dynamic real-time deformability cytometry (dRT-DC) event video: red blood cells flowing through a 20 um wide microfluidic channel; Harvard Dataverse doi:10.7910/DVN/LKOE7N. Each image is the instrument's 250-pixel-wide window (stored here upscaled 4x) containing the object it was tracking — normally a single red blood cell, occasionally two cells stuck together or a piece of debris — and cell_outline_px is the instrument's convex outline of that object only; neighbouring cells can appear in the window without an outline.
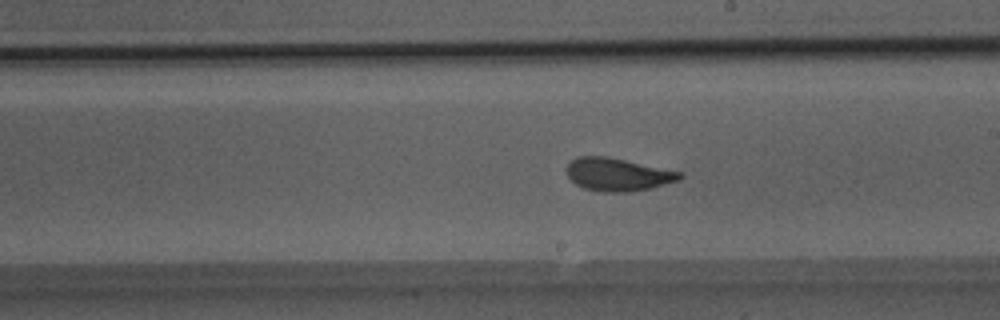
{"species": "Egyptian fruit bat (a non-hibernating species)", "species_latin": "Rousettus aegyptiacus", "temperature_condition": "room temperature", "stored_images_in_passage": 46, "camera_frame_rate_fps": 3000, "um_per_image_px": 0.085, "animal": {"sex": "male"}, "frame": {"image": 1, "passage_image": 30, "time_ms": 9.667, "image_size_px": [1000, 320], "cell_outline_px": [[684, 176], [680, 180], [652, 188], [632, 192], [600, 192], [584, 188], [576, 184], [568, 176], [564, 168], [576, 156], [604, 156], [684, 172]], "centroid_in_image_um": [52.52, 14.84], "position_along_channel_um": 236.5, "area_um2": 21.91}}
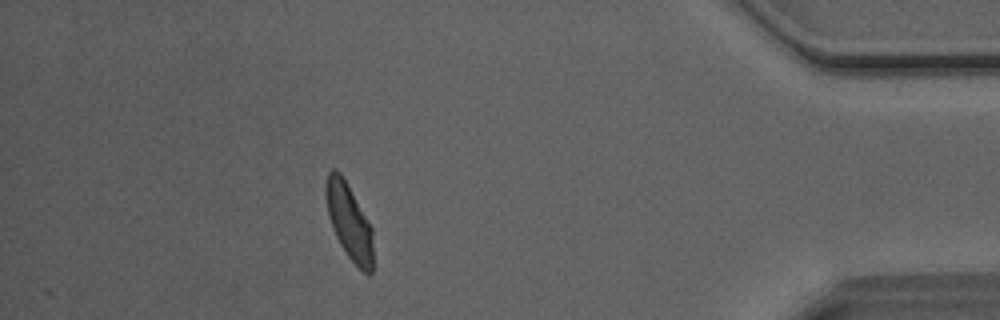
{"frame": {"image": 2, "passage_image": 46, "time_ms": 15.0, "image_size_px": [1000, 320], "cell_outline_px": [[372, 272], [368, 276], [348, 256], [340, 244], [332, 228], [328, 216], [324, 196], [324, 184], [328, 172], [332, 168], [336, 168], [340, 172], [372, 228]], "centroid_in_image_um": [29.63, 18.79], "position_along_channel_um": 405.6, "area_um2": 20.75}, "authors_computed_cell_mechanics": {"area_um2": 22.1374, "velocity_mm_per_s": 4.0551, "shape_relaxation_time_tau1_ms": 4.6907, "shape_relaxation_time_tau2_ms": 1.0725, "deformation_change_tau1": 0.1363, "deformation_change_tau2": 0.0809}}